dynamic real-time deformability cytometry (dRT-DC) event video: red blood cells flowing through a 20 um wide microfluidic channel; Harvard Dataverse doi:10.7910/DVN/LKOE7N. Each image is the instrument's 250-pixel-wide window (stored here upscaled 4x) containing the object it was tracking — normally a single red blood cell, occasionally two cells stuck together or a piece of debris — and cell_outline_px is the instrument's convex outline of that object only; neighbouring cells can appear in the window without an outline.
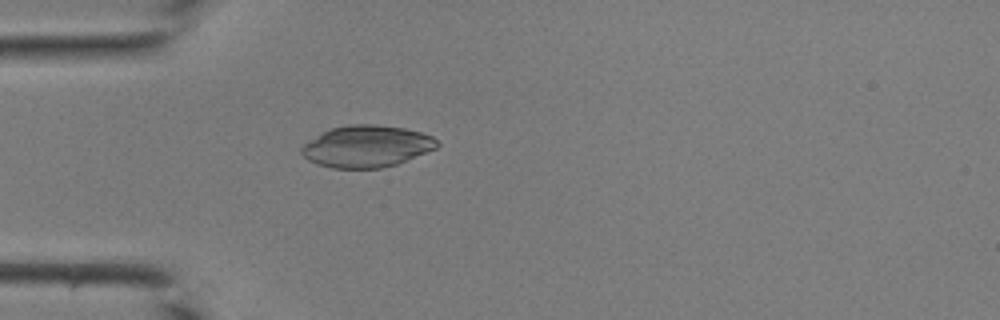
{"species": "common noctule bat (a hibernating species)", "species_latin": "Nyctalus noctula", "temperature_condition": "room temperature", "stored_images_in_passage": 31, "camera_frame_rate_fps": 3000, "um_per_image_px": 0.085, "animal": {"sex": "male", "body_mass_g": 19.0, "forearm_length_mm": 50.8}, "frame": {"image": 1, "passage_image": 1, "time_ms": 0.0, "image_size_px": [1000, 320], "cell_outline_px": [[440, 144], [436, 148], [396, 164], [380, 168], [332, 168], [316, 164], [308, 160], [300, 152], [300, 148], [304, 144], [324, 132], [332, 128], [348, 124], [376, 124], [404, 128], [420, 132], [432, 136]], "centroid_in_image_um": [31.16, 12.44], "position_along_channel_um": 53.8, "area_um2": 32.77}}
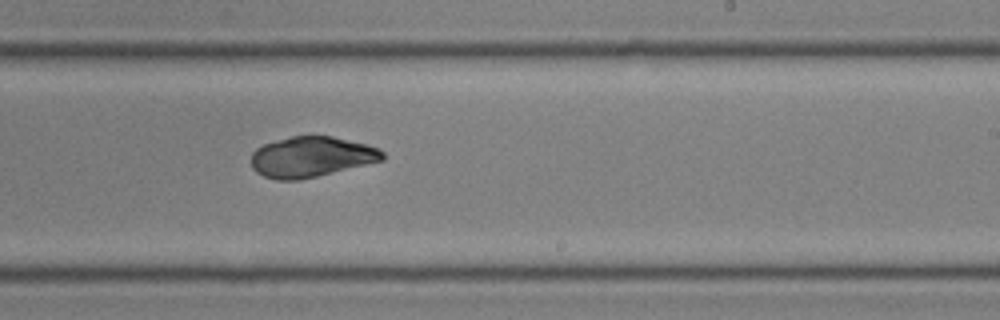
{"frame": {"image": 2, "passage_image": 15, "time_ms": 4.667, "image_size_px": [1000, 320], "cell_outline_px": [[384, 160], [300, 180], [276, 180], [264, 176], [256, 172], [252, 168], [252, 152], [256, 148], [264, 144], [276, 140], [292, 136], [332, 136], [368, 144], [380, 148], [384, 152]], "centroid_in_image_um": [26.47, 13.33], "position_along_channel_um": 262.5, "area_um2": 31.04}}
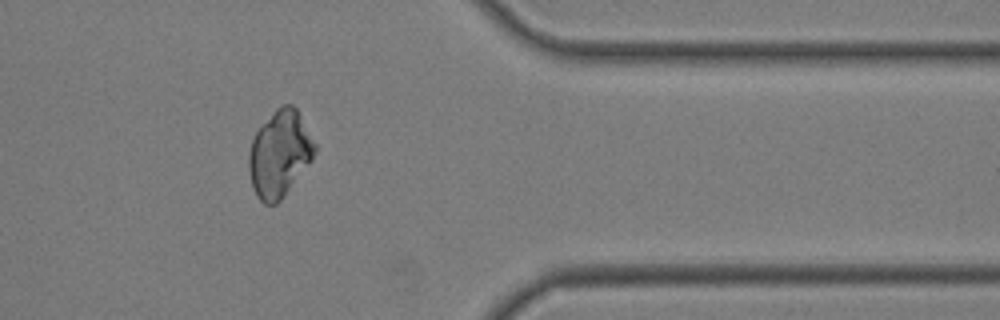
{"frame": {"image": 3, "passage_image": 24, "time_ms": 7.667, "image_size_px": [1000, 320], "cell_outline_px": [[316, 152], [312, 160], [280, 200], [276, 204], [264, 204], [256, 196], [252, 188], [248, 168], [248, 156], [252, 140], [256, 132], [276, 108], [284, 104], [292, 104], [296, 108], [316, 144]], "centroid_in_image_um": [23.76, 13.08], "position_along_channel_um": 387.6, "area_um2": 32.95}}